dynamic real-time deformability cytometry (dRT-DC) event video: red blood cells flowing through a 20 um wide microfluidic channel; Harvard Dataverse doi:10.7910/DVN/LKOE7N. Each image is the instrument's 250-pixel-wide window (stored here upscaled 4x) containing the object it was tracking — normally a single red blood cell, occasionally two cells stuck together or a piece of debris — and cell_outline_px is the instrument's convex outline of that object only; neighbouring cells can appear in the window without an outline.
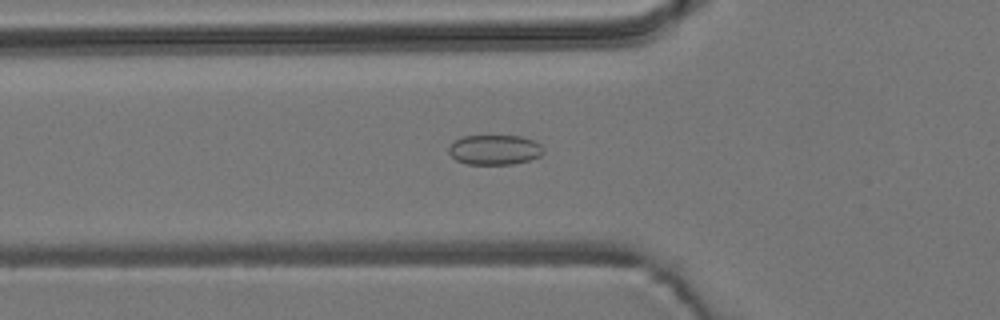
{"species": "common noctule bat (a hibernating species)", "species_latin": "Nyctalus noctula", "temperature_condition": "room temperature", "stored_images_in_passage": 53, "camera_frame_rate_fps": 3000, "um_per_image_px": 0.085, "animal": {"sex": "male", "body_mass_g": 19.2, "forearm_length_mm": 51.8}, "frame": {"image": 1, "passage_image": 18, "time_ms": 5.667, "image_size_px": [1000, 320], "cell_outline_px": [[544, 152], [540, 156], [528, 160], [512, 164], [468, 164], [456, 160], [448, 152], [448, 148], [456, 140], [464, 136], [520, 136], [532, 140], [540, 144], [544, 148]], "centroid_in_image_um": [42.05, 12.73], "position_along_channel_um": 83.7, "area_um2": 16.36}}
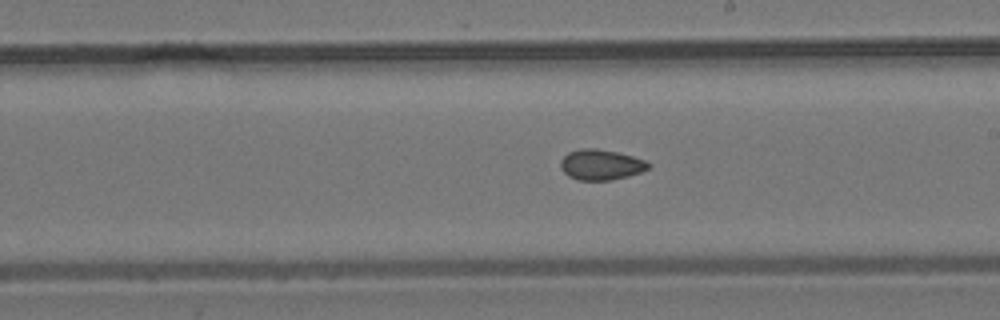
{"frame": {"image": 2, "passage_image": 30, "time_ms": 9.667, "image_size_px": [1000, 320], "cell_outline_px": [[652, 164], [648, 168], [640, 172], [628, 176], [612, 180], [580, 180], [568, 176], [560, 168], [560, 160], [568, 152], [580, 148], [596, 148], [616, 152], [632, 156], [644, 160]], "centroid_in_image_um": [51.05, 13.99], "position_along_channel_um": 237.9, "area_um2": 15.61}}
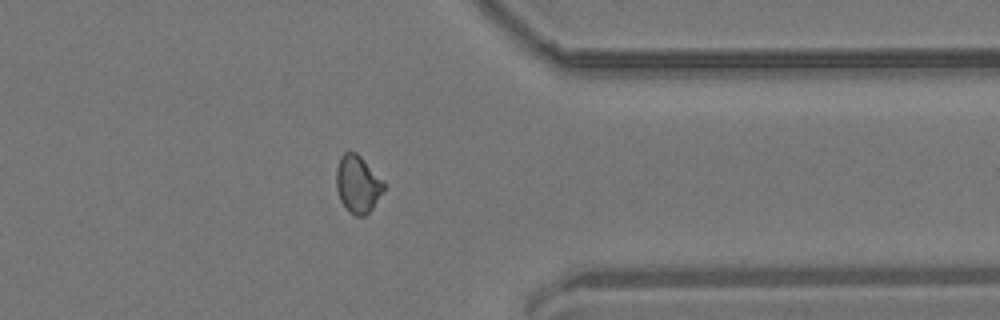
{"frame": {"image": 3, "passage_image": 42, "time_ms": 13.667, "image_size_px": [1000, 320], "cell_outline_px": [[384, 192], [372, 208], [364, 216], [356, 216], [348, 212], [340, 200], [336, 188], [336, 168], [340, 156], [344, 152], [356, 152], [360, 156], [384, 184]], "centroid_in_image_um": [30.37, 15.67], "position_along_channel_um": 381.0, "area_um2": 15.72}, "authors_computed_cell_mechanics": {"area_um2": 15.7794, "velocity_mm_per_s": 3.8299, "shape_relaxation_time_tau1_ms": null, "shape_relaxation_time_tau2_ms": 2.4891, "deformation_change_tau1": null, "deformation_change_tau2": 0.0595}}